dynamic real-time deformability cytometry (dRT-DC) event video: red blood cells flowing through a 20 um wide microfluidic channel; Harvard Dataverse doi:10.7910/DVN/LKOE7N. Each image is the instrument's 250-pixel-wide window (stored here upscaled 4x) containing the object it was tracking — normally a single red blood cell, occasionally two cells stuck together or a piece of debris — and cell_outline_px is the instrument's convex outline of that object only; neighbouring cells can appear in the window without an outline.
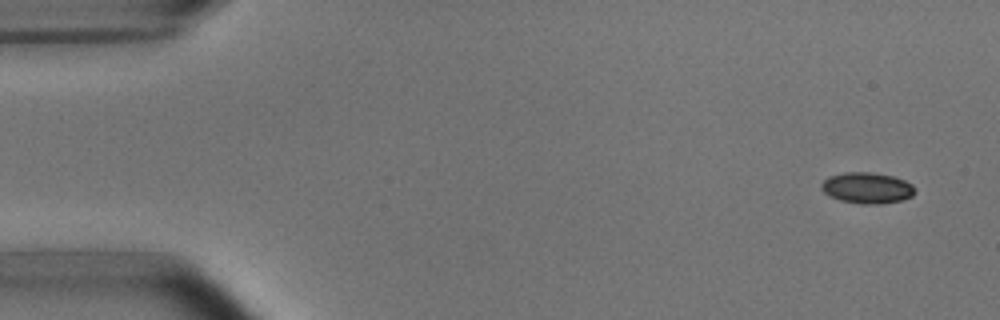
{"species": "common noctule bat (a hibernating species)", "species_latin": "Nyctalus noctula", "temperature_condition": "room temperature", "stored_images_in_passage": 4, "camera_frame_rate_fps": 3000, "um_per_image_px": 0.085, "animal": {"sex": "male", "body_mass_g": 15.6}, "frame": {"image": 1, "passage_image": 1, "time_ms": 0.0, "image_size_px": [1000, 320], "cell_outline_px": [[916, 192], [912, 196], [900, 200], [880, 204], [860, 204], [840, 200], [824, 192], [820, 188], [820, 184], [828, 176], [844, 172], [872, 172], [892, 176], [904, 180], [912, 184], [916, 188]], "centroid_in_image_um": [73.7, 15.96], "position_along_channel_um": 11.3, "area_um2": 16.99}}
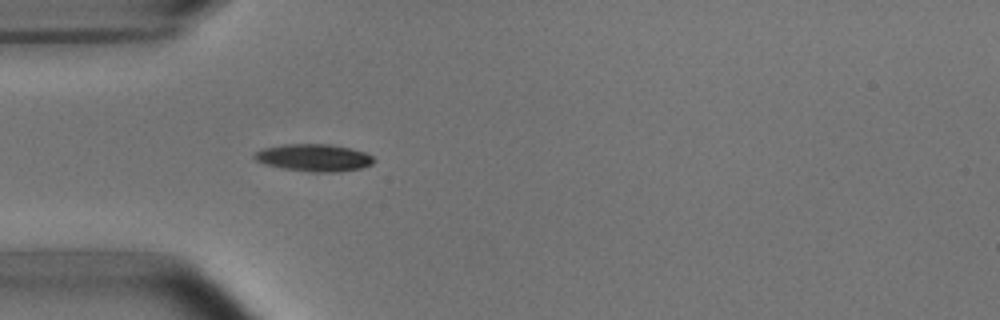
{"frame": {"image": 2, "passage_image": 4, "time_ms": 4.333, "image_size_px": [1000, 320], "cell_outline_px": [[376, 160], [372, 164], [360, 168], [340, 172], [308, 172], [280, 168], [264, 164], [256, 160], [252, 156], [256, 152], [264, 148], [284, 144], [328, 144], [348, 148], [364, 152], [372, 156]], "centroid_in_image_um": [26.67, 13.42], "position_along_channel_um": 58.3, "area_um2": 19.02}}